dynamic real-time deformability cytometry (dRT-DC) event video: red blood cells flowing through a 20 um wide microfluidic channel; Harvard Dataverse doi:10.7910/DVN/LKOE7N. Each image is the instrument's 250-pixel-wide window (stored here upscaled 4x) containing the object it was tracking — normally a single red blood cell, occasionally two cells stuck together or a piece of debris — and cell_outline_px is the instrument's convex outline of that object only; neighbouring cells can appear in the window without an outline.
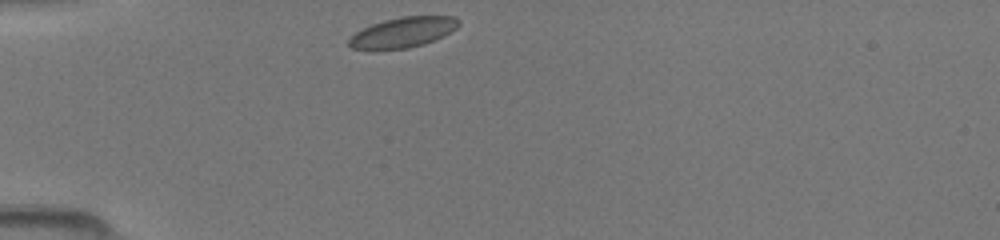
{"species": "common noctule bat (a hibernating species)", "species_latin": "Nyctalus noctula", "temperature_condition": "room temperature", "stored_images_in_passage": 36, "camera_frame_rate_fps": 3000, "um_per_image_px": 0.085, "animal": {"sex": "female", "body_mass_g": 19.5, "forearm_length_mm": 54.1}, "frame": {"image": 1, "passage_image": 1, "time_ms": 0.0, "image_size_px": [1000, 240], "cell_outline_px": [[460, 24], [456, 28], [444, 36], [424, 44], [408, 48], [352, 48], [348, 44], [348, 40], [356, 32], [372, 24], [384, 20], [404, 16], [456, 16], [460, 20]], "centroid_in_image_um": [34.32, 2.72], "position_along_channel_um": 50.7, "area_um2": 19.02}}
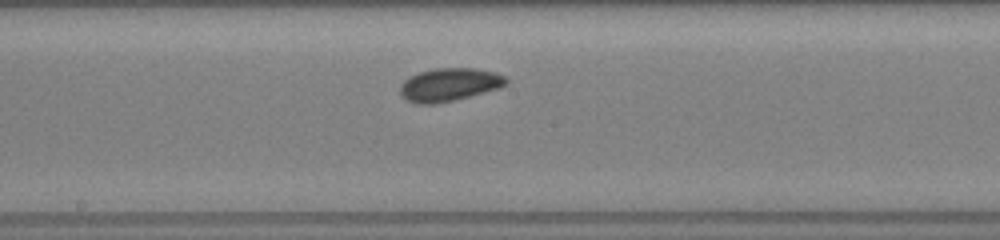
{"frame": {"image": 2, "passage_image": 14, "time_ms": 4.333, "image_size_px": [1000, 240], "cell_outline_px": [[508, 84], [500, 88], [436, 104], [416, 104], [404, 100], [400, 96], [400, 84], [404, 80], [420, 72], [436, 68], [472, 68], [492, 72], [504, 76], [508, 80]], "centroid_in_image_um": [38.15, 7.21], "position_along_channel_um": 210.1, "area_um2": 20.35}}
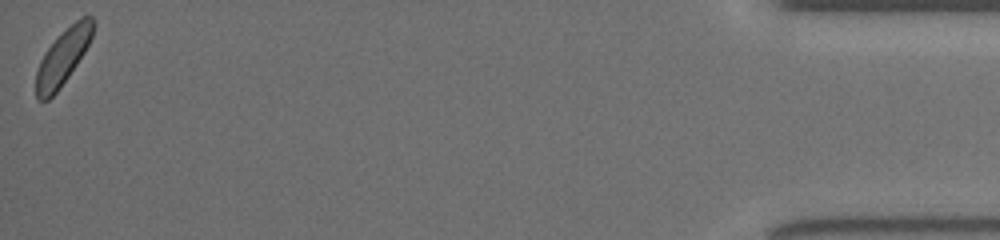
{"frame": {"image": 3, "passage_image": 36, "time_ms": 11.667, "image_size_px": [1000, 240], "cell_outline_px": [[96, 24], [92, 36], [84, 52], [68, 76], [56, 92], [48, 100], [40, 100], [36, 96], [36, 72], [40, 60], [44, 52], [80, 16], [92, 16], [96, 20]], "centroid_in_image_um": [5.37, 4.83], "position_along_channel_um": 429.8, "area_um2": 17.98}}